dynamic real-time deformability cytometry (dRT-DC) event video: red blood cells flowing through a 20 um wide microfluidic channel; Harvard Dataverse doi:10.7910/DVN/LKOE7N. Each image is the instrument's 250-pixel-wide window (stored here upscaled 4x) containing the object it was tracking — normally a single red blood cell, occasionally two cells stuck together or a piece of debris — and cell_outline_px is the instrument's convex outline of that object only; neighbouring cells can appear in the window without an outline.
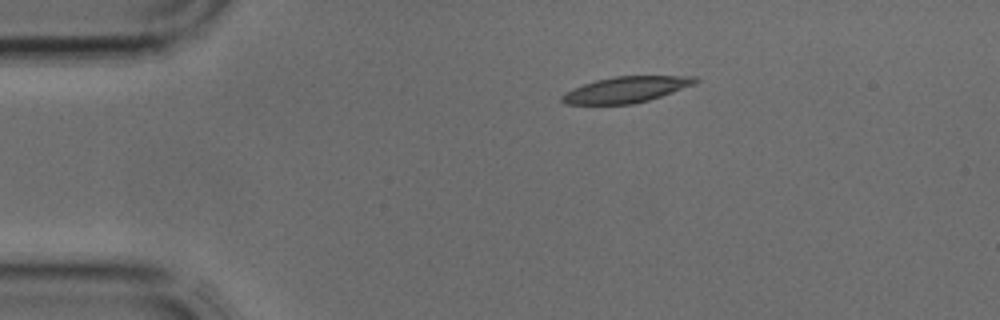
{"species": "common noctule bat (a hibernating species)", "species_latin": "Nyctalus noctula", "temperature_condition": "cold", "stored_images_in_passage": 4, "camera_frame_rate_fps": 3000, "um_per_image_px": 0.085, "animal": {"sex": "male", "body_mass_g": 17.9, "forearm_length_mm": 54.2}, "frame": {"image": 1, "passage_image": 4, "time_ms": 1.0, "image_size_px": [1000, 320], "cell_outline_px": [[700, 80], [696, 84], [648, 100], [632, 104], [564, 104], [560, 100], [560, 96], [564, 92], [572, 88], [596, 80], [616, 76], [696, 76]], "centroid_in_image_um": [53.2, 7.61], "position_along_channel_um": 31.8, "area_um2": 20.17}}